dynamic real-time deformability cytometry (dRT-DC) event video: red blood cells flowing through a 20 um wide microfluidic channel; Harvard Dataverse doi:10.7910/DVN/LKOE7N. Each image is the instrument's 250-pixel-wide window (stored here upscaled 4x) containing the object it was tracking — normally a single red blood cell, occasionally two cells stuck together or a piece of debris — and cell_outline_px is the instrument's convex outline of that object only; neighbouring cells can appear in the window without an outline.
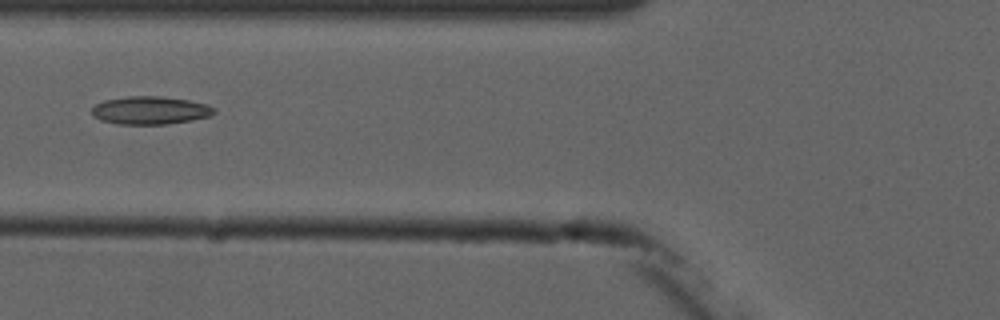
{"species": "common noctule bat (a hibernating species)", "species_latin": "Nyctalus noctula", "temperature_condition": "cold", "stored_images_in_passage": 8, "camera_frame_rate_fps": 3000, "um_per_image_px": 0.085, "animal": {"sex": "male", "forearm_length_mm": 52.5}, "frame": {"image": 1, "passage_image": 5, "time_ms": 6.667, "image_size_px": [1000, 320], "cell_outline_px": [[216, 112], [212, 116], [192, 120], [168, 124], [116, 124], [100, 120], [92, 116], [92, 108], [96, 104], [104, 100], [128, 96], [164, 96], [188, 100], [204, 104], [216, 108]], "centroid_in_image_um": [12.77, 9.38], "position_along_channel_um": 113.0, "area_um2": 20.11}}
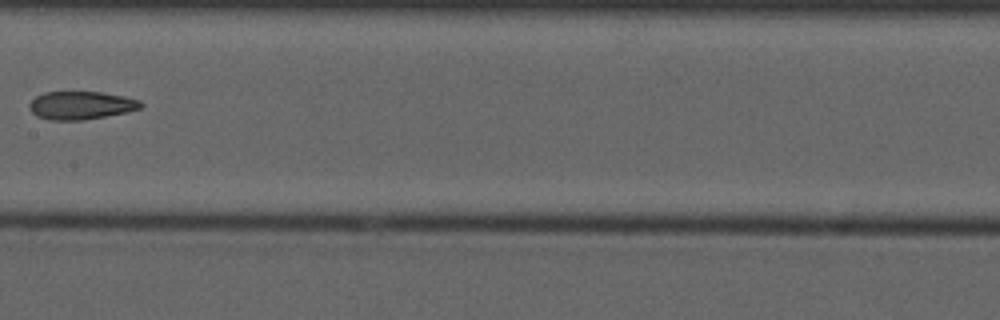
{"frame": {"image": 2, "passage_image": 7, "time_ms": 9.0, "image_size_px": [1000, 320], "cell_outline_px": [[144, 104], [140, 108], [124, 112], [104, 116], [80, 120], [48, 120], [36, 116], [28, 108], [28, 104], [36, 96], [44, 92], [100, 92], [124, 96], [140, 100]], "centroid_in_image_um": [6.84, 8.95], "position_along_channel_um": 200.6, "area_um2": 18.15}}
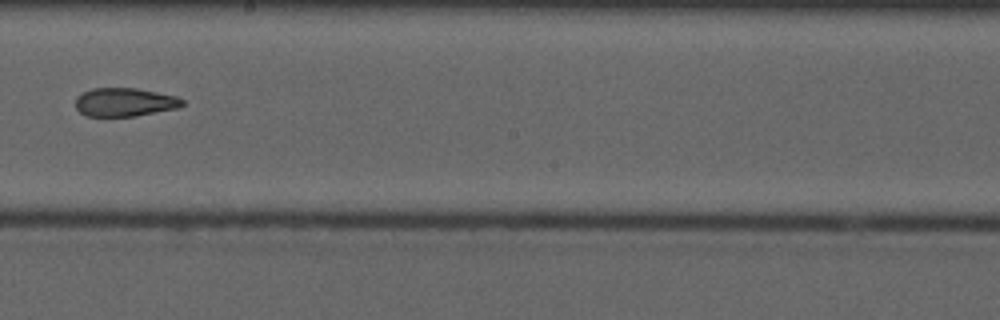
{"frame": {"image": 3, "passage_image": 8, "time_ms": 10.0, "image_size_px": [1000, 320], "cell_outline_px": [[184, 104], [180, 108], [136, 116], [84, 116], [76, 108], [76, 96], [80, 92], [92, 88], [136, 88], [176, 96], [184, 100]], "centroid_in_image_um": [10.59, 8.68], "position_along_channel_um": 237.6, "area_um2": 17.98}}